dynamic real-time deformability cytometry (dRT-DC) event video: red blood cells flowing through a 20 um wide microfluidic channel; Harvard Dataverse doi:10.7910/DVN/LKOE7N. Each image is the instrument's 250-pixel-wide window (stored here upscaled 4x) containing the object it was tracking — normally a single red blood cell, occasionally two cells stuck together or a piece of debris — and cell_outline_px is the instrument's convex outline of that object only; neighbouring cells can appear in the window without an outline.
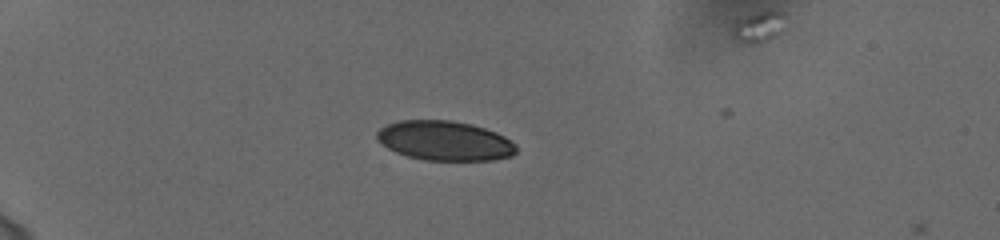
{"species": "human", "species_latin": "Homo sapiens", "temperature_condition": "cold", "stored_images_in_passage": 41, "camera_frame_rate_fps": 3000, "um_per_image_px": 0.085, "donor": {"sex": "female"}, "frame": {"image": 1, "passage_image": 1, "time_ms": 0.0, "image_size_px": [1000, 240], "cell_outline_px": [[516, 152], [512, 156], [492, 160], [424, 160], [408, 156], [396, 152], [380, 144], [376, 140], [376, 132], [380, 128], [388, 124], [400, 120], [452, 120], [472, 124], [496, 132], [512, 140], [516, 144]], "centroid_in_image_um": [37.8, 11.96], "position_along_channel_um": 47.2, "area_um2": 32.37}}
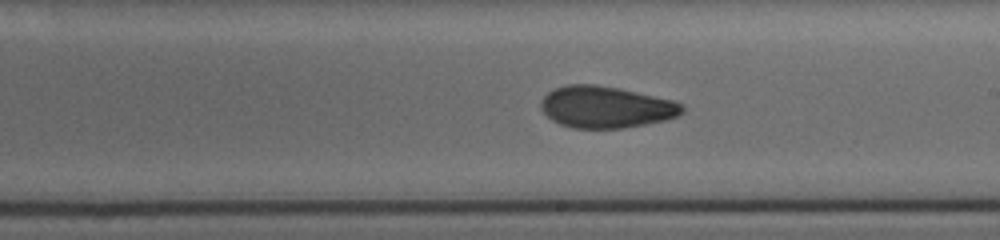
{"frame": {"image": 2, "passage_image": 20, "time_ms": 6.333, "image_size_px": [1000, 240], "cell_outline_px": [[684, 112], [676, 116], [664, 120], [624, 128], [572, 128], [560, 124], [552, 120], [544, 112], [540, 104], [544, 96], [548, 92], [556, 88], [568, 84], [596, 84], [620, 88], [676, 100], [684, 104]], "centroid_in_image_um": [51.54, 9.09], "position_along_channel_um": 237.5, "area_um2": 34.45}}
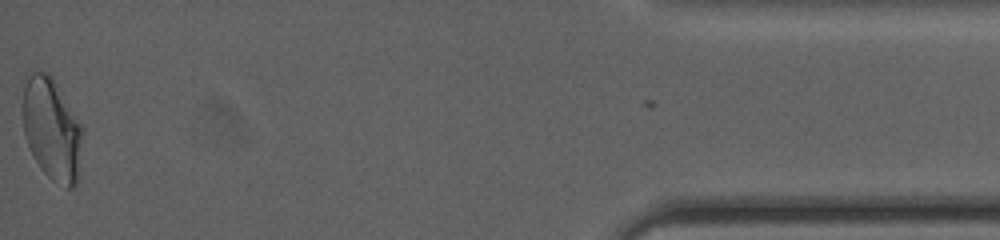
{"frame": {"image": 3, "passage_image": 41, "time_ms": 13.333, "image_size_px": [1000, 240], "cell_outline_px": [[84, 132], [76, 184], [72, 188], [68, 188], [52, 180], [40, 168], [28, 144], [24, 132], [20, 104], [20, 80], [24, 72], [44, 72], [52, 80], [84, 128]], "centroid_in_image_um": [4.33, 10.91], "position_along_channel_um": 430.9, "area_um2": 36.18}, "authors_computed_cell_mechanics": {"area_um2": 34.2754, "velocity_mm_per_s": 3.7589, "shape_relaxation_time_tau1_ms": 4.6877, "shape_relaxation_time_tau2_ms": 2.6334, "deformation_change_tau1": 0.1283, "deformation_change_tau2": 0.0734}}